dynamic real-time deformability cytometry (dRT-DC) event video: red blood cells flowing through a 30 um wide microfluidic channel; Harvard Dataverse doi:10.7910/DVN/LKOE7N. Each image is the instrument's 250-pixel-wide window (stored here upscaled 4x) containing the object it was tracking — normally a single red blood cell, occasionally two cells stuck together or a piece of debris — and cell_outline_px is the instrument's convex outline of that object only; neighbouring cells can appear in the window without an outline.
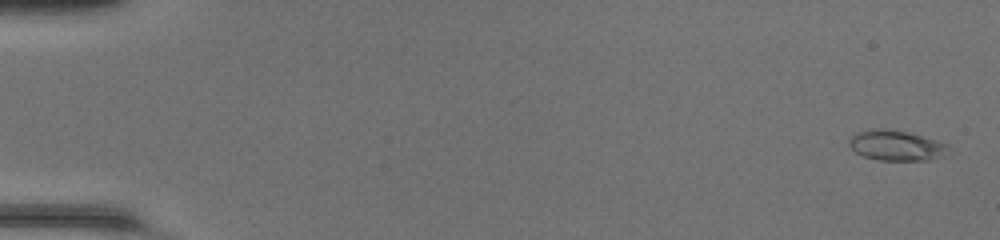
{"species": "common noctule bat (a hibernating species)", "species_latin": "Nyctalus noctula", "temperature_condition": "room temperature", "stored_images_in_passage": 49, "camera_frame_rate_fps": 3000, "um_per_image_px": 0.085, "animal": {"sex": "female", "body_mass_g": 20.0, "forearm_length_mm": 54.0}, "frame": {"image": 1, "passage_image": 2, "time_ms": 0.333, "image_size_px": [1000, 240], "cell_outline_px": [[956, 152], [948, 156], [932, 160], [876, 160], [864, 156], [856, 152], [848, 144], [848, 140], [856, 132], [876, 128], [880, 128], [908, 132], [948, 144]], "centroid_in_image_um": [76.29, 12.39], "position_along_channel_um": 8.7, "area_um2": 17.98}}
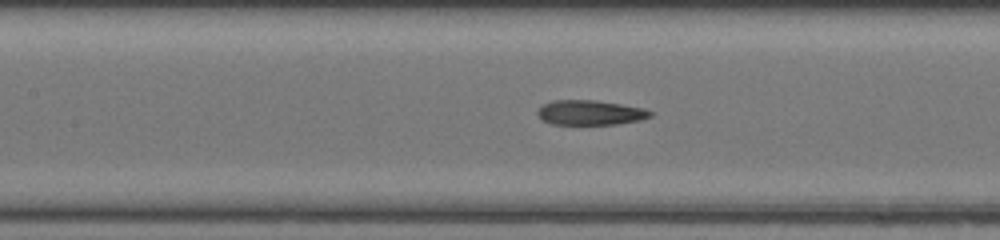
{"frame": {"image": 2, "passage_image": 24, "time_ms": 7.667, "image_size_px": [1000, 240], "cell_outline_px": [[652, 116], [640, 120], [616, 124], [552, 124], [544, 120], [536, 112], [544, 104], [552, 100], [596, 100], [644, 108], [652, 112]], "centroid_in_image_um": [50.19, 9.57], "position_along_channel_um": 157.2, "area_um2": 16.13}}
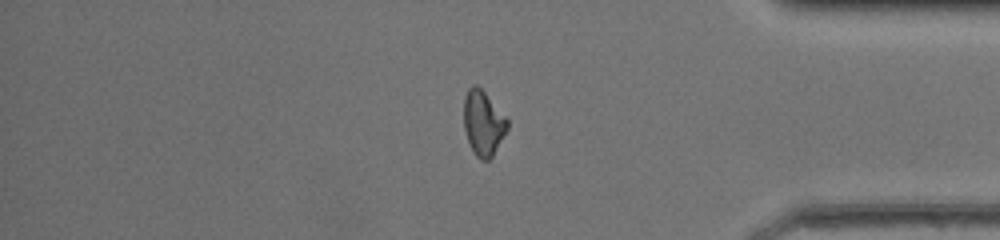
{"frame": {"image": 3, "passage_image": 42, "time_ms": 13.667, "image_size_px": [1000, 240], "cell_outline_px": [[508, 128], [492, 156], [488, 160], [480, 160], [476, 156], [468, 140], [464, 128], [464, 96], [468, 88], [472, 84], [476, 84], [484, 92], [508, 120]], "centroid_in_image_um": [41.05, 10.45], "position_along_channel_um": 394.1, "area_um2": 16.18}, "authors_computed_cell_mechanics": {"area_um2": 16.5886, "velocity_mm_per_s": 4.3065, "shape_relaxation_time_tau1_ms": null, "shape_relaxation_time_tau2_ms": 2.54, "deformation_change_tau1": null, "deformation_change_tau2": 0.0849}}